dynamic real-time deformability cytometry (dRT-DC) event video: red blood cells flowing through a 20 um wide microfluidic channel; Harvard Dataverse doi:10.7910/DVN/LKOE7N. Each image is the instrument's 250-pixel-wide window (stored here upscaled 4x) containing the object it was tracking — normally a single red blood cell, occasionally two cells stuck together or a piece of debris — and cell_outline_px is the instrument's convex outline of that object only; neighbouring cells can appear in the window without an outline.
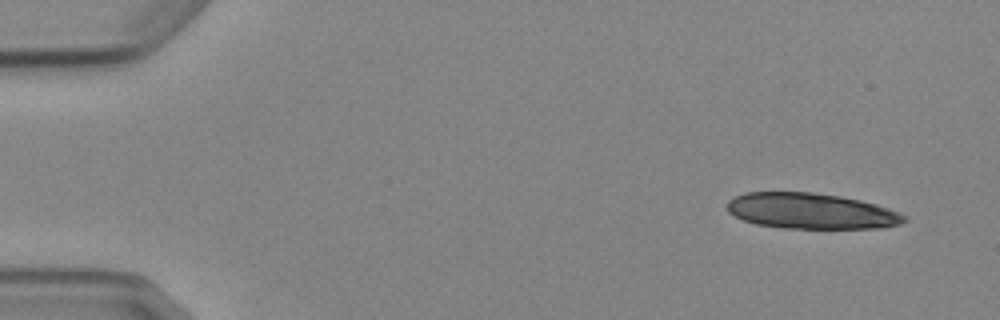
{"species": "Egyptian fruit bat (a non-hibernating species)", "species_latin": "Rousettus aegyptiacus", "temperature_condition": "cold", "stored_images_in_passage": 8, "camera_frame_rate_fps": 3000, "um_per_image_px": 0.085, "animal": {"sex": "female"}, "frame": {"image": 1, "passage_image": 1, "time_ms": 0.0, "image_size_px": [1000, 320], "cell_outline_px": [[908, 220], [900, 224], [884, 228], [784, 228], [756, 224], [744, 220], [728, 212], [724, 208], [724, 204], [728, 200], [744, 192], [812, 192], [840, 196], [860, 200], [876, 204], [900, 212], [908, 216]], "centroid_in_image_um": [68.94, 17.93], "position_along_channel_um": 16.1, "area_um2": 37.22}}
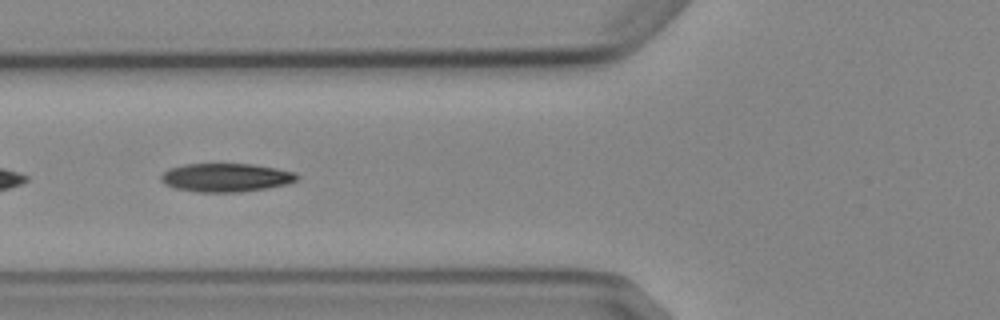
{"frame": {"image": 2, "passage_image": 5, "time_ms": 5.667, "image_size_px": [1000, 320], "cell_outline_px": [[300, 176], [296, 180], [288, 184], [240, 192], [200, 192], [172, 188], [164, 184], [160, 180], [160, 176], [168, 168], [184, 164], [252, 164], [276, 168], [296, 172]], "centroid_in_image_um": [19.18, 15.09], "position_along_channel_um": 106.6, "area_um2": 22.72}}